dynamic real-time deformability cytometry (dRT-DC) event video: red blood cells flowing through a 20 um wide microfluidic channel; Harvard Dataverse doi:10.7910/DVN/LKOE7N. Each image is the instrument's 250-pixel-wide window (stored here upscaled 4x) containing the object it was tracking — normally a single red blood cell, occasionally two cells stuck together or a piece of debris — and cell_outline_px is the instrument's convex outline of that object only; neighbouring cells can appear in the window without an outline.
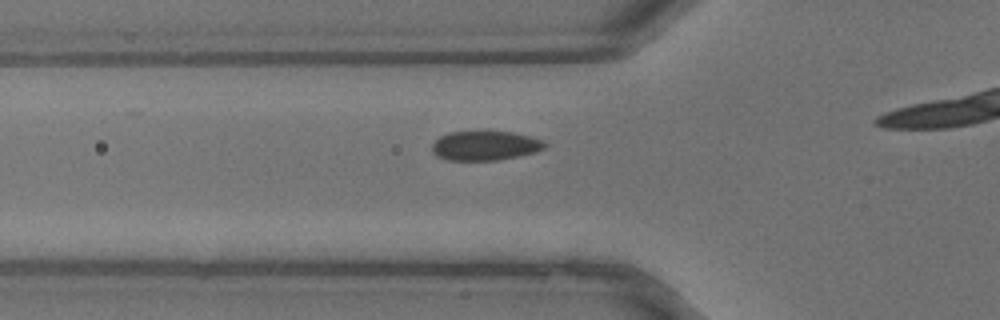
{"species": "common noctule bat (a hibernating species)", "species_latin": "Nyctalus noctula", "temperature_condition": "warm", "stored_images_in_passage": 6, "camera_frame_rate_fps": 3000, "um_per_image_px": 0.085, "animal": {"sex": "male", "body_mass_g": 13.3}, "frame": {"image": 1, "passage_image": 2, "time_ms": 0.333, "image_size_px": [1000, 320], "cell_outline_px": [[548, 144], [544, 148], [536, 152], [496, 160], [448, 160], [436, 156], [432, 152], [432, 144], [440, 136], [448, 132], [512, 132], [544, 140]], "centroid_in_image_um": [41.22, 12.38], "position_along_channel_um": 84.6, "area_um2": 19.19}}
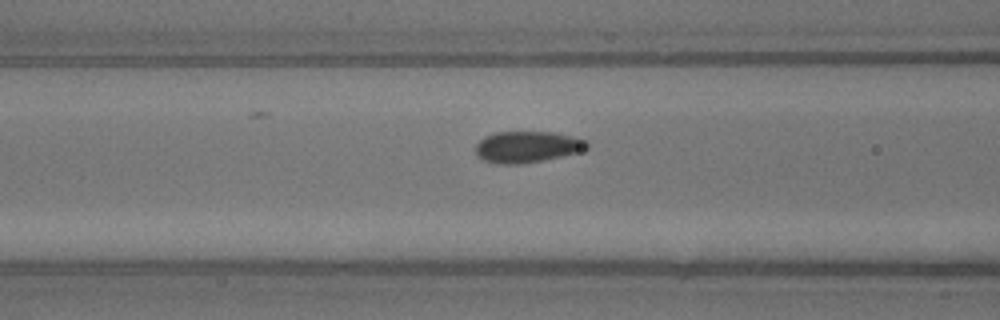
{"frame": {"image": 2, "passage_image": 4, "time_ms": 1.0, "image_size_px": [1000, 320], "cell_outline_px": [[588, 148], [576, 152], [544, 160], [524, 164], [496, 164], [484, 160], [476, 156], [476, 144], [484, 136], [496, 132], [552, 132], [572, 136], [588, 140]], "centroid_in_image_um": [44.78, 12.49], "position_along_channel_um": 121.8, "area_um2": 20.4}}